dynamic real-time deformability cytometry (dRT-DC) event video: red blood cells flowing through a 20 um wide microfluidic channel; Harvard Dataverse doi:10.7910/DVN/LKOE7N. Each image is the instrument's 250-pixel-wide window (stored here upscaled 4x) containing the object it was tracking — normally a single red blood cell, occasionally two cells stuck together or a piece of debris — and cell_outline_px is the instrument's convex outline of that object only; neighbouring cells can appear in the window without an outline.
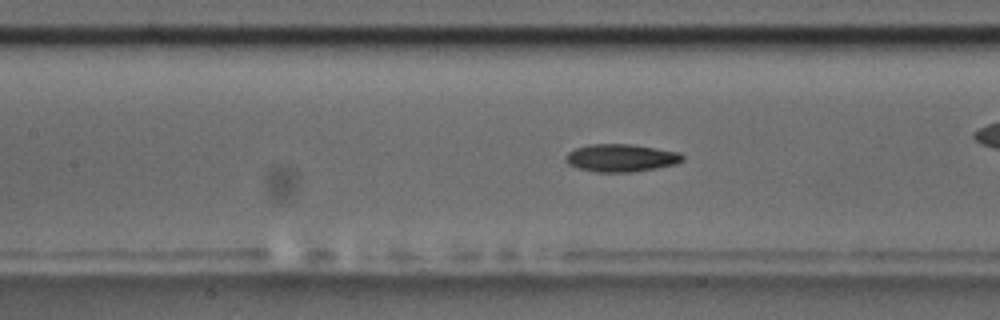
{"species": "common noctule bat (a hibernating species)", "species_latin": "Nyctalus noctula", "temperature_condition": "room temperature", "stored_images_in_passage": 44, "camera_frame_rate_fps": 3000, "um_per_image_px": 0.085, "animal": {"sex": "male", "body_mass_g": 17.5, "forearm_length_mm": 52.3}, "frame": {"image": 1, "passage_image": 12, "time_ms": 3.667, "image_size_px": [1000, 320], "cell_outline_px": [[684, 160], [676, 164], [656, 168], [632, 172], [596, 172], [580, 168], [568, 164], [564, 160], [568, 152], [576, 148], [588, 144], [632, 144], [680, 152], [684, 156]], "centroid_in_image_um": [52.8, 13.42], "position_along_channel_um": 154.6, "area_um2": 18.9}}
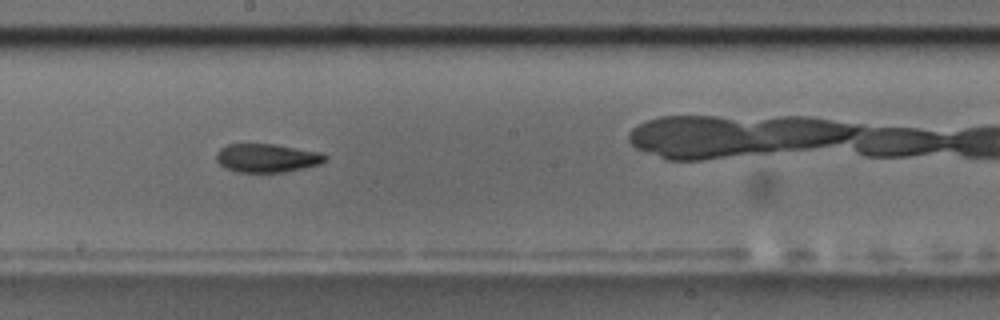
{"frame": {"image": 2, "passage_image": 18, "time_ms": 5.667, "image_size_px": [1000, 320], "cell_outline_px": [[328, 156], [320, 164], [304, 168], [284, 172], [236, 172], [224, 168], [216, 160], [216, 152], [220, 148], [228, 144], [276, 144], [320, 152]], "centroid_in_image_um": [22.66, 13.43], "position_along_channel_um": 225.5, "area_um2": 18.21}}
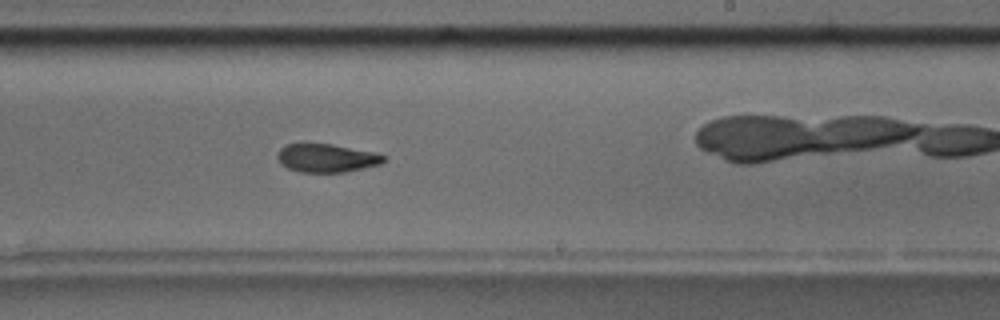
{"frame": {"image": 3, "passage_image": 21, "time_ms": 6.667, "image_size_px": [1000, 320], "cell_outline_px": [[388, 160], [380, 164], [344, 172], [300, 172], [288, 168], [280, 164], [276, 156], [276, 152], [280, 148], [288, 144], [300, 140], [304, 140], [332, 144], [372, 152], [384, 156]], "centroid_in_image_um": [27.66, 13.39], "position_along_channel_um": 261.3, "area_um2": 18.15}, "authors_computed_cell_mechanics": {"area_um2": 18.5538, "velocity_mm_per_s": 3.5768, "shape_relaxation_time_tau1_ms": 9.9656, "shape_relaxation_time_tau2_ms": 5.4608, "deformation_change_tau1": 0.2061, "deformation_change_tau2": 0.1282}}